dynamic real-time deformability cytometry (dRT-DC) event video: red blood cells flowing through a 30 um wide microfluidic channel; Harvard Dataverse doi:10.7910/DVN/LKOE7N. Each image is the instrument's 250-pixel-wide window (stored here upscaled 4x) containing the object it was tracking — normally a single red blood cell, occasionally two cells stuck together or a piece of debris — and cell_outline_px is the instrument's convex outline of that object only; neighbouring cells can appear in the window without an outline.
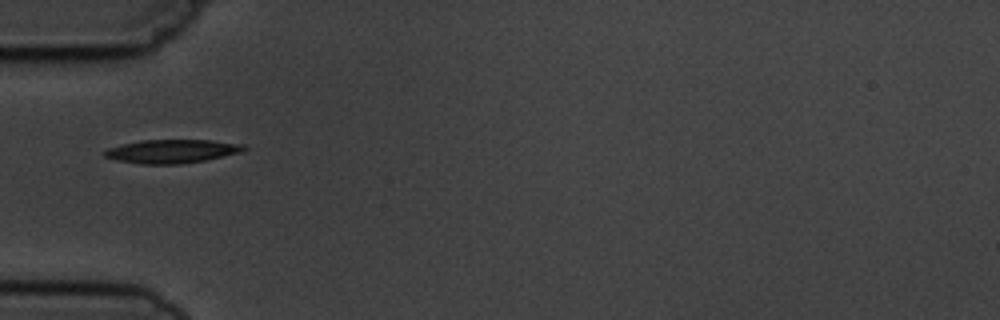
{"species": "common noctule bat (a hibernating species)", "species_latin": "Nyctalus noctula", "temperature_condition": "cold", "stored_images_in_passage": 4, "camera_frame_rate_fps": 3000, "um_per_image_px": 0.085, "animal": {"sex": "male", "body_mass_g": 19.5, "forearm_length_mm": 54.6}, "frame": {"image": 1, "passage_image": 2, "time_ms": 1.0, "image_size_px": [1000, 320], "cell_outline_px": [[248, 148], [244, 152], [204, 160], [180, 164], [140, 164], [116, 160], [104, 156], [100, 152], [108, 148], [120, 144], [140, 140], [212, 140], [244, 144]], "centroid_in_image_um": [14.6, 12.85], "position_along_channel_um": 70.4, "area_um2": 19.42}}
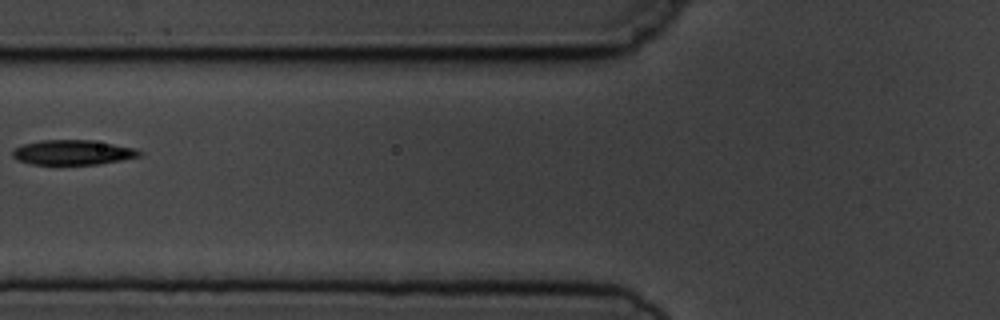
{"frame": {"image": 2, "passage_image": 3, "time_ms": 2.333, "image_size_px": [1000, 320], "cell_outline_px": [[144, 152], [140, 156], [100, 164], [32, 164], [16, 160], [12, 156], [12, 148], [24, 144], [40, 140], [92, 140], [136, 148]], "centroid_in_image_um": [6.17, 12.95], "position_along_channel_um": 119.6, "area_um2": 18.44}}
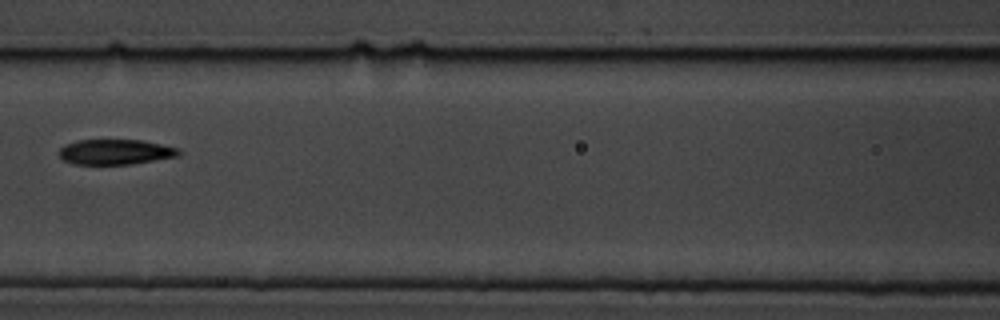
{"frame": {"image": 3, "passage_image": 4, "time_ms": 3.333, "image_size_px": [1000, 320], "cell_outline_px": [[184, 152], [180, 156], [132, 164], [72, 164], [64, 160], [60, 156], [60, 148], [64, 144], [76, 140], [140, 140], [180, 148]], "centroid_in_image_um": [9.85, 12.91], "position_along_channel_um": 156.7, "area_um2": 17.74}}